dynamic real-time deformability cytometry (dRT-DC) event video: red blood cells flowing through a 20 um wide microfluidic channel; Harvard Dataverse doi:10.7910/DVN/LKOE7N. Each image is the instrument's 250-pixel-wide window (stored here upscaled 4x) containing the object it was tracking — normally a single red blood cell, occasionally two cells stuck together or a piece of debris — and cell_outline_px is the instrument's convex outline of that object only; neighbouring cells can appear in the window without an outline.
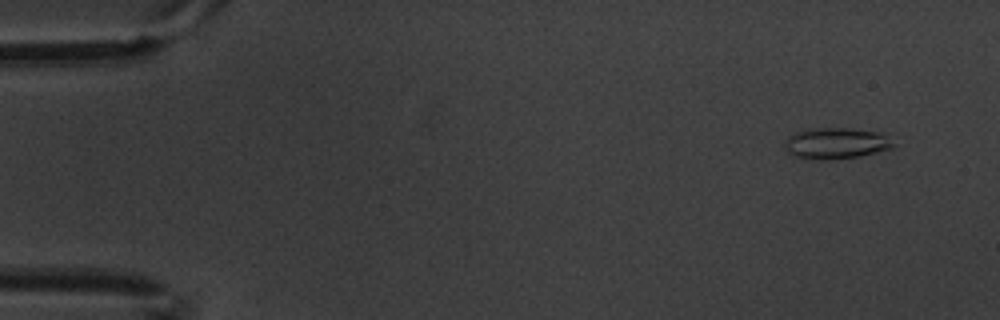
{"species": "common noctule bat (a hibernating species)", "species_latin": "Nyctalus noctula", "temperature_condition": "warm", "stored_images_in_passage": 6, "camera_frame_rate_fps": 3000, "um_per_image_px": 0.085, "animal": {"sex": "male", "body_mass_g": 20.1, "forearm_length_mm": 53.5}, "frame": {"image": 1, "passage_image": 2, "time_ms": 0.333, "image_size_px": [1000, 320], "cell_outline_px": [[892, 148], [860, 156], [828, 160], [816, 160], [796, 156], [788, 152], [784, 148], [784, 144], [788, 136], [796, 132], [808, 128], [848, 128], [888, 132], [892, 144]], "centroid_in_image_um": [71.08, 12.16], "position_along_channel_um": 13.9, "area_um2": 20.0}}